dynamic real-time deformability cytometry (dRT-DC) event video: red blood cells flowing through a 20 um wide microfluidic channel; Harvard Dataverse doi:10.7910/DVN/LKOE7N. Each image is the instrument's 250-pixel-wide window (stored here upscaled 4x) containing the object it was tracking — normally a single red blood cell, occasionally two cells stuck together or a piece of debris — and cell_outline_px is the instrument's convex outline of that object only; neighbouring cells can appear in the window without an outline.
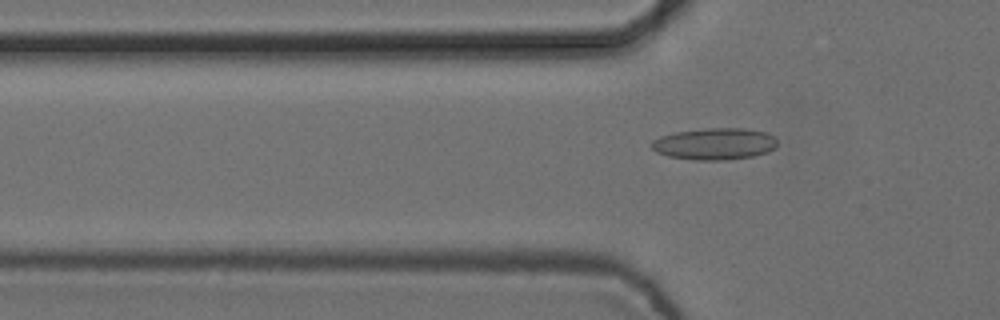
{"species": "common noctule bat (a hibernating species)", "species_latin": "Nyctalus noctula", "temperature_condition": "cold", "stored_images_in_passage": 4, "camera_frame_rate_fps": 3000, "um_per_image_px": 0.085, "animal": {"sex": "female", "body_mass_g": 24.6, "forearm_length_mm": 56.2}, "frame": {"image": 1, "passage_image": 4, "time_ms": 1.0, "image_size_px": [1000, 320], "cell_outline_px": [[776, 148], [768, 152], [752, 156], [724, 160], [692, 160], [668, 156], [656, 152], [652, 148], [652, 140], [660, 136], [676, 132], [708, 128], [744, 128], [764, 132], [772, 136], [776, 140]], "centroid_in_image_um": [60.73, 12.23], "position_along_channel_um": 65.1, "area_um2": 23.18}}